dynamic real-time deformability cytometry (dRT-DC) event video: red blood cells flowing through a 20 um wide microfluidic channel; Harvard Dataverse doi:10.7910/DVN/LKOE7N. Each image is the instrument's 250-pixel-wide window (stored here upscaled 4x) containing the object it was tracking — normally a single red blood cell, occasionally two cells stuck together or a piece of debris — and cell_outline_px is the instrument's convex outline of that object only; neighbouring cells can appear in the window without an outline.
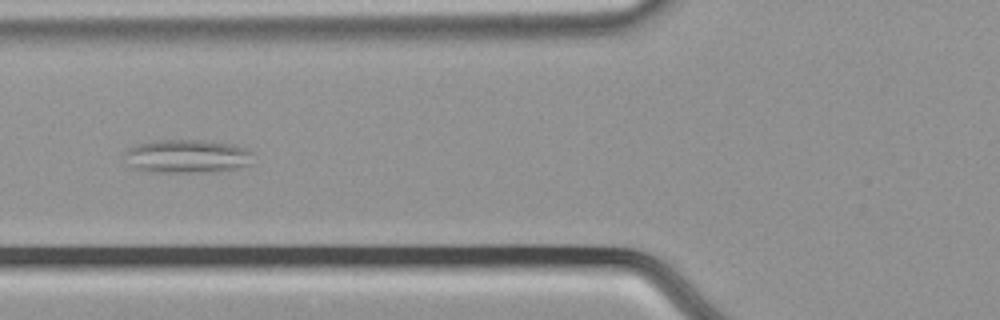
{"species": "common noctule bat (a hibernating species)", "species_latin": "Nyctalus noctula", "temperature_condition": "cold", "stored_images_in_passage": 56, "camera_frame_rate_fps": 3000, "um_per_image_px": 0.085, "animal": {"sex": "male", "body_mass_g": 21.5, "forearm_length_mm": 52.0}, "frame": {"image": 1, "passage_image": 22, "time_ms": 7.0, "image_size_px": [1000, 320], "cell_outline_px": [[252, 164], [220, 172], [152, 172], [132, 168], [128, 164], [124, 152], [128, 148], [136, 144], [152, 140], [204, 140], [232, 144], [248, 148], [252, 152]], "centroid_in_image_um": [15.91, 13.28], "position_along_channel_um": 109.9, "area_um2": 25.55}}
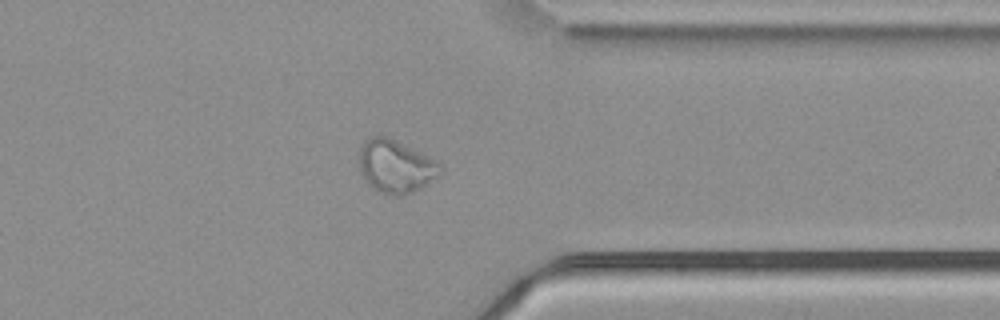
{"frame": {"image": 2, "passage_image": 44, "time_ms": 14.333, "image_size_px": [1000, 320], "cell_outline_px": [[444, 172], [440, 176], [420, 188], [412, 192], [400, 196], [388, 196], [380, 192], [368, 184], [360, 172], [360, 148], [364, 140], [372, 136], [388, 136], [436, 160], [440, 164]], "centroid_in_image_um": [33.65, 14.15], "position_along_channel_um": 377.8, "area_um2": 25.2}}
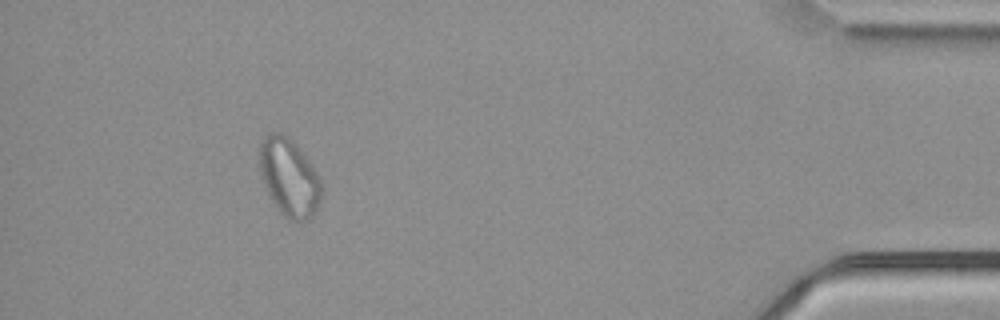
{"frame": {"image": 3, "passage_image": 51, "time_ms": 16.667, "image_size_px": [1000, 320], "cell_outline_px": [[324, 192], [320, 204], [316, 212], [308, 220], [300, 224], [296, 224], [288, 220], [280, 212], [268, 196], [260, 172], [260, 140], [268, 132], [280, 132], [288, 136], [296, 144], [312, 164], [320, 176], [324, 188]], "centroid_in_image_um": [24.63, 15.13], "position_along_channel_um": 410.6, "area_um2": 29.13}, "authors_computed_cell_mechanics": {"area_um2": 27.2816, "velocity_mm_per_s": 3.7291, "shape_relaxation_time_tau1_ms": null, "shape_relaxation_time_tau2_ms": 2.726, "deformation_change_tau1": null, "deformation_change_tau2": 0.0944}}